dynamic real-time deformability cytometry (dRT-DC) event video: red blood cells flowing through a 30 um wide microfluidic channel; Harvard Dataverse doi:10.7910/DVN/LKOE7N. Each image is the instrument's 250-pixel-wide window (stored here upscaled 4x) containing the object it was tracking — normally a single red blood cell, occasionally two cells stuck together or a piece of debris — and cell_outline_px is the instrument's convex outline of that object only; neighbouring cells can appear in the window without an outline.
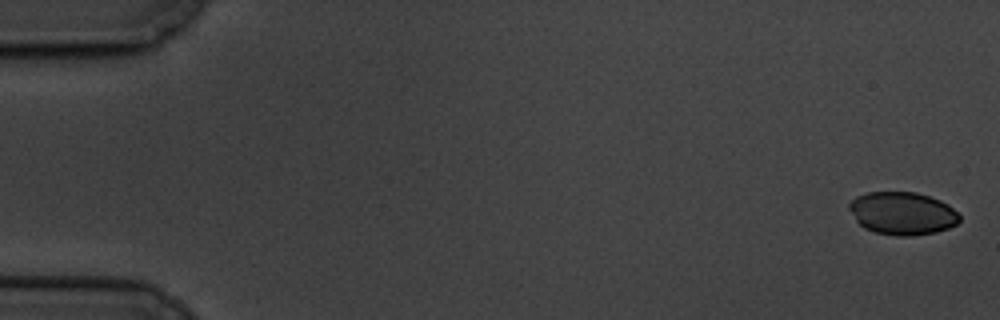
{"species": "common noctule bat (a hibernating species)", "species_latin": "Nyctalus noctula", "temperature_condition": "cold", "stored_images_in_passage": 5, "camera_frame_rate_fps": 3000, "um_per_image_px": 0.085, "animal": {"sex": "male", "body_mass_g": 19.5, "forearm_length_mm": 54.6}, "frame": {"image": 1, "passage_image": 1, "time_ms": 0.0, "image_size_px": [1000, 320], "cell_outline_px": [[960, 220], [956, 224], [948, 228], [936, 232], [912, 236], [896, 236], [876, 232], [864, 228], [856, 220], [848, 208], [848, 204], [856, 196], [868, 192], [916, 192], [940, 200], [948, 204], [960, 216]], "centroid_in_image_um": [76.7, 18.13], "position_along_channel_um": 8.3, "area_um2": 27.51}}
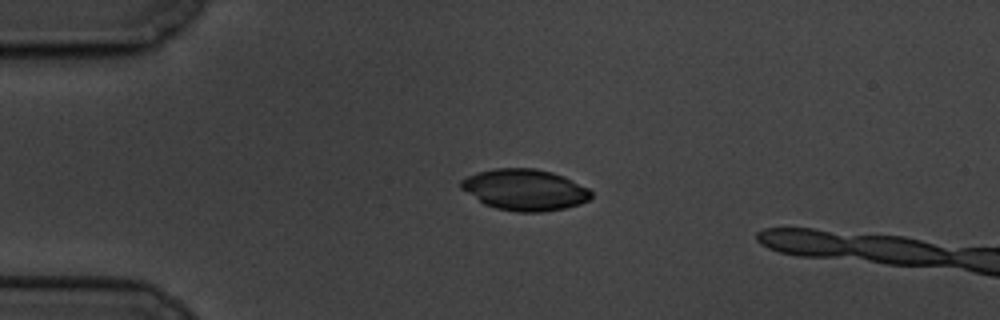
{"frame": {"image": 2, "passage_image": 4, "time_ms": 4.333, "image_size_px": [1000, 320], "cell_outline_px": [[592, 196], [588, 200], [580, 204], [564, 208], [544, 212], [516, 212], [496, 208], [484, 204], [460, 188], [460, 180], [476, 172], [496, 168], [536, 168], [552, 172], [564, 176], [588, 188], [592, 192]], "centroid_in_image_um": [44.6, 16.13], "position_along_channel_um": 40.4, "area_um2": 31.39}}